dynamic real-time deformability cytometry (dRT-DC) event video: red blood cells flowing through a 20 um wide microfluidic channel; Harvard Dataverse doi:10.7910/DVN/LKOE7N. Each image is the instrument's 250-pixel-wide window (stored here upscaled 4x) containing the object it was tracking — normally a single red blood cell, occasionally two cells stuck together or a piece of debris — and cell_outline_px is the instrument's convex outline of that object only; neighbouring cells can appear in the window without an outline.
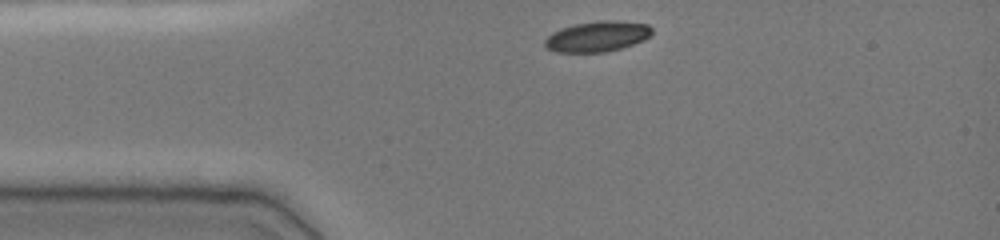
{"species": "common noctule bat (a hibernating species)", "species_latin": "Nyctalus noctula", "temperature_condition": "cold", "stored_images_in_passage": 33, "camera_frame_rate_fps": 3000, "um_per_image_px": 0.085, "animal": {"sex": "female", "body_mass_g": 19.0, "forearm_length_mm": 51.5}, "frame": {"image": 1, "passage_image": 1, "time_ms": 0.0, "image_size_px": [1000, 240], "cell_outline_px": [[652, 32], [644, 40], [620, 48], [604, 52], [556, 52], [544, 48], [544, 40], [552, 32], [560, 28], [576, 24], [600, 20], [616, 20], [648, 24], [652, 28]], "centroid_in_image_um": [50.73, 3.09], "position_along_channel_um": 34.3, "area_um2": 19.07}}
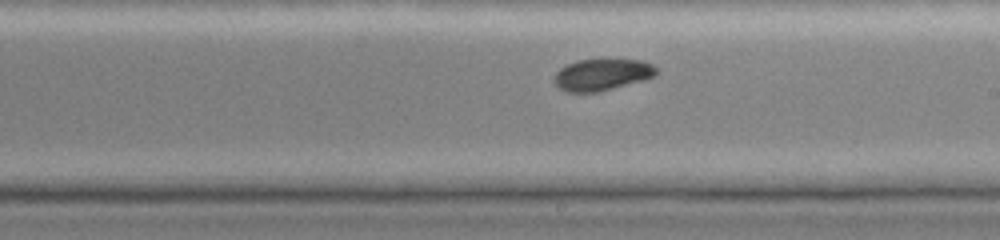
{"frame": {"image": 2, "passage_image": 19, "time_ms": 6.0, "image_size_px": [1000, 240], "cell_outline_px": [[656, 72], [652, 76], [640, 80], [600, 92], [568, 92], [560, 88], [552, 80], [556, 72], [560, 68], [576, 60], [640, 60], [652, 64], [656, 68]], "centroid_in_image_um": [51.1, 6.35], "position_along_channel_um": 237.9, "area_um2": 18.44}}
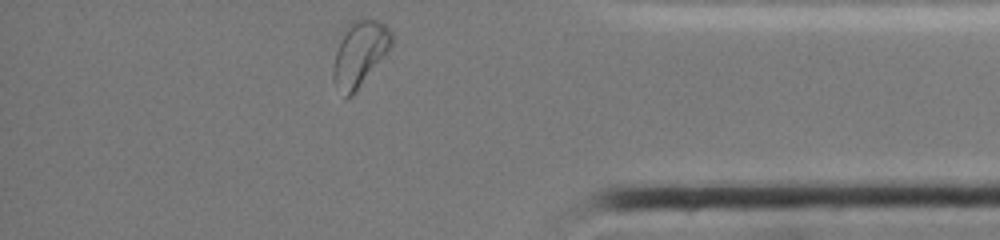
{"frame": {"image": 3, "passage_image": 33, "time_ms": 10.667, "image_size_px": [1000, 240], "cell_outline_px": [[392, 44], [352, 96], [344, 96], [332, 80], [332, 68], [340, 32], [352, 20], [380, 20], [392, 32]], "centroid_in_image_um": [30.52, 4.52], "position_along_channel_um": 404.7, "area_um2": 21.96}, "authors_computed_cell_mechanics": {"area_um2": 19.652, "velocity_mm_per_s": 3.8662, "shape_relaxation_time_tau1_ms": 2.4528, "shape_relaxation_time_tau2_ms": null, "deformation_change_tau1": 0.1, "deformation_change_tau2": null}}